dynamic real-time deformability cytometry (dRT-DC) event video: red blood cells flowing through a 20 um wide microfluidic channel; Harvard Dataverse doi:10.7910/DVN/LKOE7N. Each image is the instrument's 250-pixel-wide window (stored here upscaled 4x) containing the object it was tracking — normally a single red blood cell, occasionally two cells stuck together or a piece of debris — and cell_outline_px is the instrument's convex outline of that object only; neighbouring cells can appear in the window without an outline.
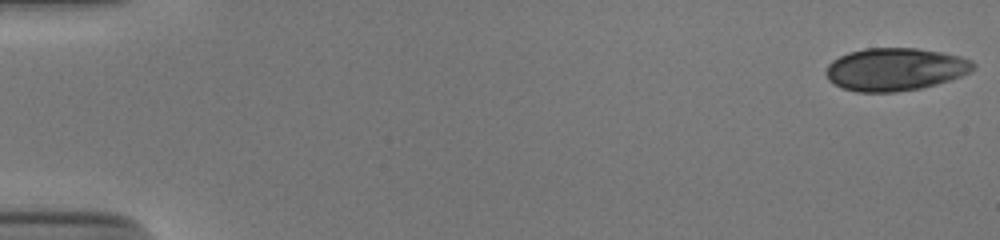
{"species": "human", "species_latin": "Homo sapiens", "temperature_condition": "cold", "stored_images_in_passage": 53, "camera_frame_rate_fps": 3000, "um_per_image_px": 0.085, "donor": {"sex": "male"}, "frame": {"image": 1, "passage_image": 1, "time_ms": 0.0, "image_size_px": [1000, 240], "cell_outline_px": [[976, 68], [972, 72], [952, 80], [920, 88], [896, 92], [856, 92], [832, 84], [828, 80], [824, 72], [828, 64], [832, 60], [848, 52], [864, 48], [916, 48], [940, 52], [960, 56], [972, 60], [976, 64]], "centroid_in_image_um": [76.1, 5.89], "position_along_channel_um": 8.9, "area_um2": 37.11}}
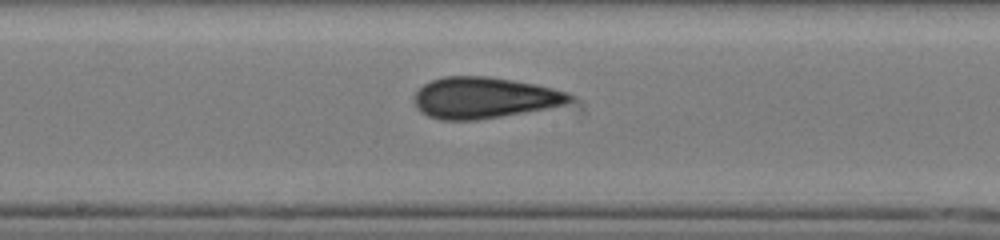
{"frame": {"image": 2, "passage_image": 29, "time_ms": 9.333, "image_size_px": [1000, 240], "cell_outline_px": [[576, 96], [572, 100], [564, 104], [548, 108], [476, 120], [440, 120], [428, 116], [420, 112], [416, 108], [412, 96], [424, 84], [432, 80], [444, 76], [488, 76], [536, 84], [568, 92]], "centroid_in_image_um": [41.13, 8.31], "position_along_channel_um": 207.1, "area_um2": 37.45}}
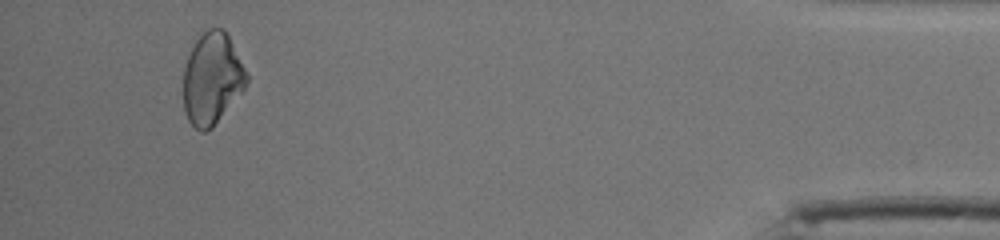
{"frame": {"image": 3, "passage_image": 50, "time_ms": 16.333, "image_size_px": [1000, 240], "cell_outline_px": [[248, 80], [244, 92], [212, 128], [204, 132], [200, 132], [188, 120], [184, 108], [184, 68], [188, 56], [196, 40], [208, 28], [224, 28], [248, 76]], "centroid_in_image_um": [18.04, 6.72], "position_along_channel_um": 417.2, "area_um2": 33.7}, "authors_computed_cell_mechanics": {"area_um2": 36.6452, "velocity_mm_per_s": 3.8958, "shape_relaxation_time_tau1_ms": 7.0155, "shape_relaxation_time_tau2_ms": 1.2247, "deformation_change_tau1": 0.1701, "deformation_change_tau2": 0.0554}}